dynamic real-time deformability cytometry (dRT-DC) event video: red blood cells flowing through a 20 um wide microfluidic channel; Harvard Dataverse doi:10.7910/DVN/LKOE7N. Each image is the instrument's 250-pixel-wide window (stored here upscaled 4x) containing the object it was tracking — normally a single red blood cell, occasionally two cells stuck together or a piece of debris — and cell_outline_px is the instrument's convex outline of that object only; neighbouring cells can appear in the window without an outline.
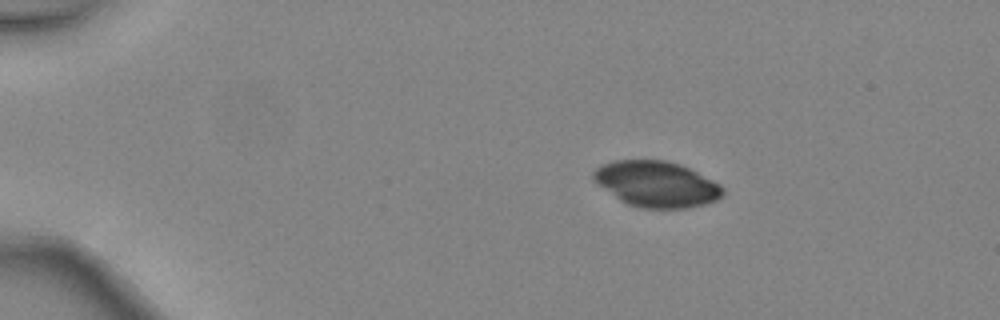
{"species": "common noctule bat (a hibernating species)", "species_latin": "Nyctalus noctula", "temperature_condition": "warm", "stored_images_in_passage": 3, "camera_frame_rate_fps": 3000, "um_per_image_px": 0.085, "animal": {"sex": "female", "body_mass_g": 24.6, "forearm_length_mm": 56.2}, "frame": {"image": 1, "passage_image": 2, "time_ms": 0.333, "image_size_px": [1000, 320], "cell_outline_px": [[724, 196], [716, 200], [704, 204], [688, 208], [640, 208], [628, 204], [620, 200], [596, 184], [592, 180], [592, 172], [596, 168], [612, 160], [664, 160], [680, 164], [720, 184], [724, 188]], "centroid_in_image_um": [55.78, 15.65], "position_along_channel_um": 29.2, "area_um2": 34.62}}